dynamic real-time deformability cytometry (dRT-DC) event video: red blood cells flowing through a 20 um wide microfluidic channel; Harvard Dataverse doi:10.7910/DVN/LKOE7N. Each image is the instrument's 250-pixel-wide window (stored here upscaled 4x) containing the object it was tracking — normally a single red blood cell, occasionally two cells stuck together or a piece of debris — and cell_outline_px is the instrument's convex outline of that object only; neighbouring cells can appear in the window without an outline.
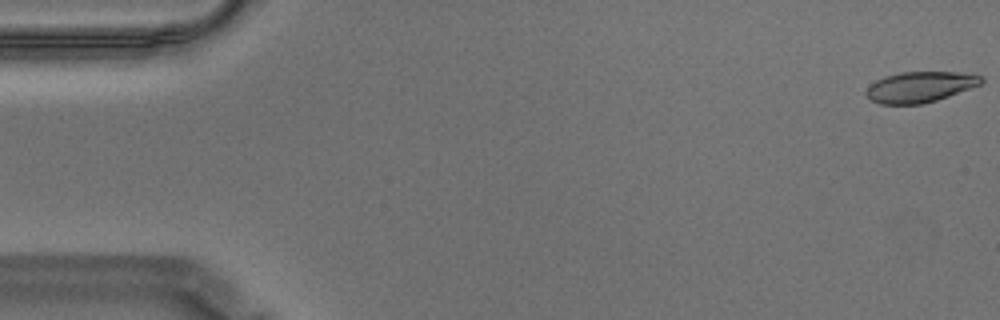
{"species": "Egyptian fruit bat (a non-hibernating species)", "species_latin": "Rousettus aegyptiacus", "temperature_condition": "warm", "stored_images_in_passage": 57, "camera_frame_rate_fps": 3000, "um_per_image_px": 0.085, "animal": {"sex": "male"}, "frame": {"image": 1, "passage_image": 1, "time_ms": 0.0, "image_size_px": [1000, 320], "cell_outline_px": [[984, 80], [980, 84], [948, 96], [936, 100], [920, 104], [880, 104], [872, 100], [864, 92], [876, 80], [884, 76], [900, 72], [976, 72], [984, 76]], "centroid_in_image_um": [78.25, 7.36], "position_along_channel_um": 6.7, "area_um2": 20.63}}
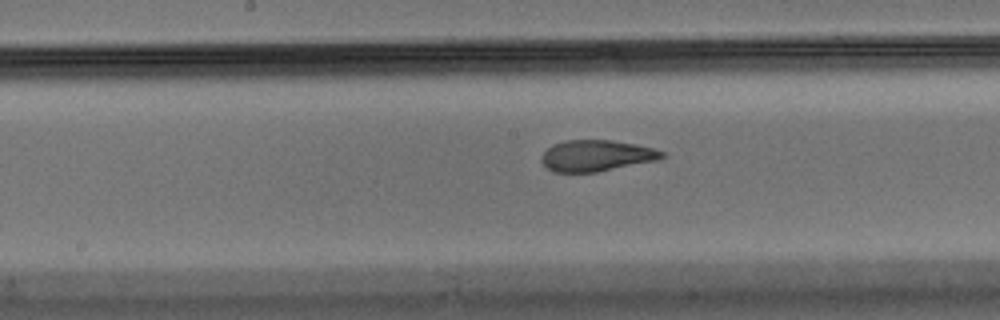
{"frame": {"image": 2, "passage_image": 29, "time_ms": 9.333, "image_size_px": [1000, 320], "cell_outline_px": [[664, 156], [656, 160], [596, 172], [552, 172], [540, 160], [540, 156], [552, 144], [564, 140], [612, 140], [636, 144], [652, 148], [664, 152]], "centroid_in_image_um": [50.64, 13.22], "position_along_channel_um": 197.6, "area_um2": 21.79}}
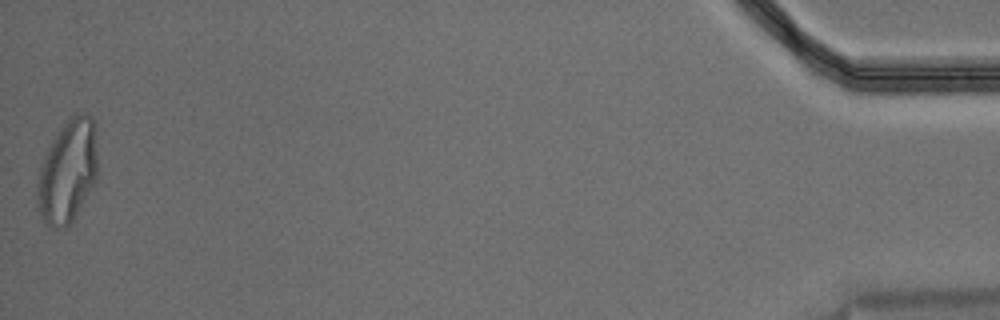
{"frame": {"image": 3, "passage_image": 57, "time_ms": 18.667, "image_size_px": [1000, 320], "cell_outline_px": [[96, 180], [68, 228], [64, 228], [48, 224], [40, 216], [36, 208], [36, 188], [40, 168], [44, 156], [52, 140], [68, 116], [72, 112], [88, 112], [92, 116], [96, 124]], "centroid_in_image_um": [5.75, 14.5], "position_along_channel_um": 429.5, "area_um2": 36.65}, "authors_computed_cell_mechanics": {"area_um2": 22.542, "velocity_mm_per_s": 3.5242, "shape_relaxation_time_tau1_ms": 10.353, "shape_relaxation_time_tau2_ms": 1.4149, "deformation_change_tau1": 0.2965, "deformation_change_tau2": 0.0768}}